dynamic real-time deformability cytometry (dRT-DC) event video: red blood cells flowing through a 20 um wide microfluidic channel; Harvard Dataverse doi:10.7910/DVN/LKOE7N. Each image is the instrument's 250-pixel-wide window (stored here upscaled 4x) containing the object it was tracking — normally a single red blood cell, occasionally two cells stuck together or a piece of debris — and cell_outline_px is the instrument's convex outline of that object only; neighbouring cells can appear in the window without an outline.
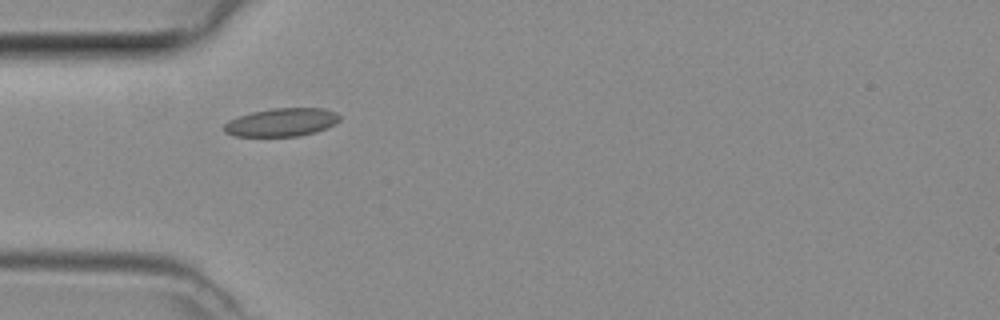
{"species": "common noctule bat (a hibernating species)", "species_latin": "Nyctalus noctula", "temperature_condition": "room temperature", "stored_images_in_passage": 4, "camera_frame_rate_fps": 3000, "um_per_image_px": 0.085, "animal": {"sex": "female", "body_mass_g": 29.2, "forearm_length_mm": 56.3}, "frame": {"image": 1, "passage_image": 1, "time_ms": 0.0, "image_size_px": [1000, 320], "cell_outline_px": [[340, 120], [336, 124], [328, 128], [316, 132], [300, 136], [236, 136], [224, 132], [224, 124], [228, 120], [252, 112], [272, 108], [324, 108], [336, 112], [340, 116]], "centroid_in_image_um": [23.98, 10.39], "position_along_channel_um": 61.0, "area_um2": 19.13}}